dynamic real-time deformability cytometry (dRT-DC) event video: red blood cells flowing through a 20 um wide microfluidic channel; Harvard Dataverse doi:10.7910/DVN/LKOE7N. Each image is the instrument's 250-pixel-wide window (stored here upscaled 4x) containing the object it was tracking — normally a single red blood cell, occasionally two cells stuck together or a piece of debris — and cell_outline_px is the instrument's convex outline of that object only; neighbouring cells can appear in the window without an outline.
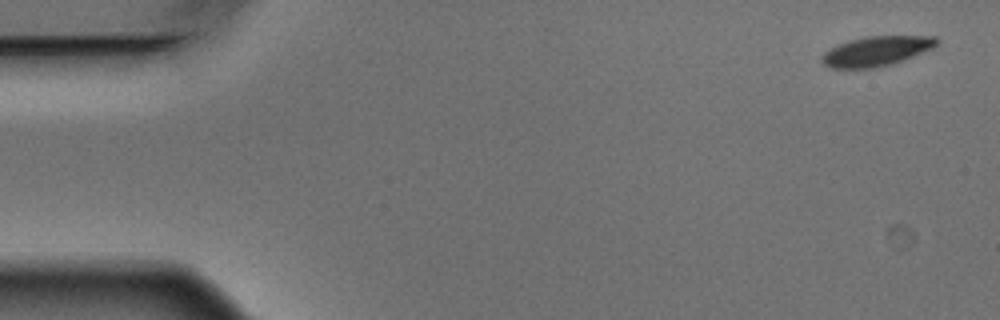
{"species": "Egyptian fruit bat (a non-hibernating species)", "species_latin": "Rousettus aegyptiacus", "temperature_condition": "warm", "stored_images_in_passage": 4, "camera_frame_rate_fps": 3000, "um_per_image_px": 0.085, "animal": {"sex": "male"}, "frame": {"image": 1, "passage_image": 1, "time_ms": 0.0, "image_size_px": [1000, 320], "cell_outline_px": [[940, 40], [932, 48], [904, 60], [892, 64], [876, 68], [828, 68], [820, 60], [824, 52], [848, 40], [868, 36], [936, 36]], "centroid_in_image_um": [74.5, 4.35], "position_along_channel_um": 10.5, "area_um2": 19.88}}
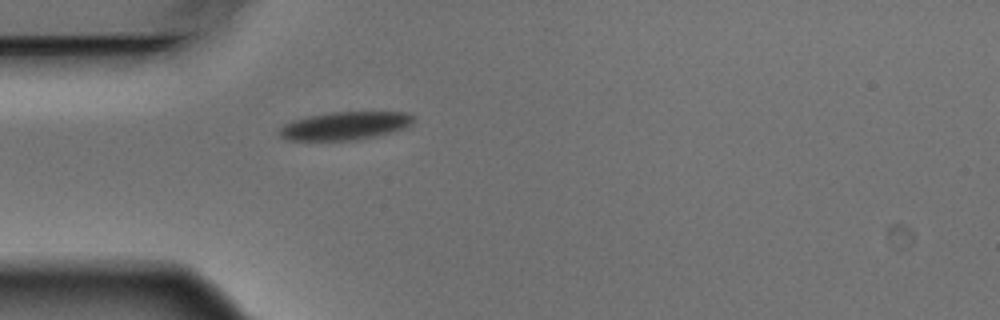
{"frame": {"image": 2, "passage_image": 4, "time_ms": 1.0, "image_size_px": [1000, 320], "cell_outline_px": [[412, 124], [404, 128], [392, 132], [376, 136], [356, 140], [288, 140], [280, 136], [280, 128], [284, 124], [308, 116], [332, 112], [408, 112], [412, 116]], "centroid_in_image_um": [29.34, 10.69], "position_along_channel_um": 55.7, "area_um2": 21.73}}